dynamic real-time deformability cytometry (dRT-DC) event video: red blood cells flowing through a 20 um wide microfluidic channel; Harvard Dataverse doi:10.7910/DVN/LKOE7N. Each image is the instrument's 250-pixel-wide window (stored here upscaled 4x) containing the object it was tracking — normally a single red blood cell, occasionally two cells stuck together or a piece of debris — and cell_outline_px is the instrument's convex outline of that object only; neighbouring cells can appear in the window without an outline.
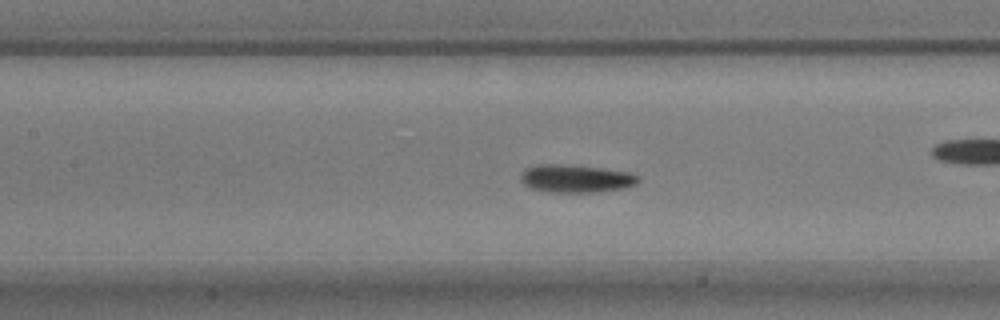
{"species": "common noctule bat (a hibernating species)", "species_latin": "Nyctalus noctula", "temperature_condition": "warm", "stored_images_in_passage": 58, "camera_frame_rate_fps": 3000, "um_per_image_px": 0.085, "animal": {"sex": "male", "body_mass_g": 17.9}, "frame": {"image": 1, "passage_image": 25, "time_ms": 8.0, "image_size_px": [1000, 320], "cell_outline_px": [[640, 180], [636, 184], [624, 188], [592, 192], [548, 192], [532, 188], [524, 184], [520, 180], [520, 172], [524, 168], [536, 164], [560, 164], [600, 168], [628, 172], [640, 176]], "centroid_in_image_um": [48.91, 15.17], "position_along_channel_um": 158.5, "area_um2": 19.13}}
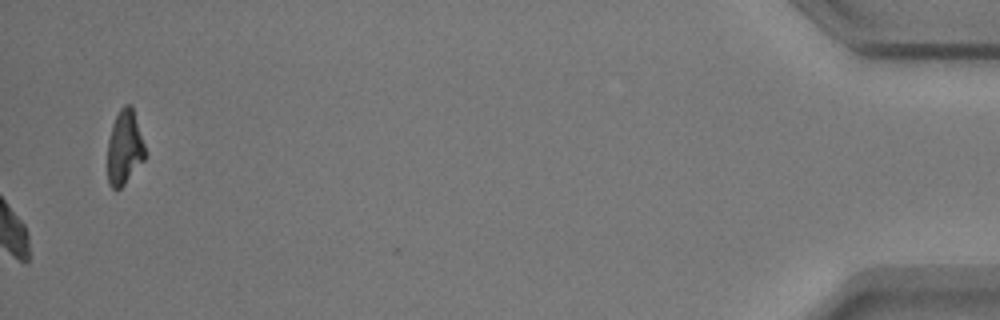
{"frame": {"image": 2, "passage_image": 58, "time_ms": 19.0, "image_size_px": [1000, 320], "cell_outline_px": [[144, 160], [124, 184], [120, 188], [112, 188], [108, 184], [108, 140], [112, 124], [120, 108], [124, 104], [128, 104], [132, 108], [144, 144]], "centroid_in_image_um": [10.56, 12.55], "position_along_channel_um": 424.6, "area_um2": 15.9}, "authors_computed_cell_mechanics": {"area_um2": 17.6579, "velocity_mm_per_s": 3.4878, "shape_relaxation_time_tau1_ms": 2.5205, "shape_relaxation_time_tau2_ms": null, "deformation_change_tau1": 0.1189, "deformation_change_tau2": null}}